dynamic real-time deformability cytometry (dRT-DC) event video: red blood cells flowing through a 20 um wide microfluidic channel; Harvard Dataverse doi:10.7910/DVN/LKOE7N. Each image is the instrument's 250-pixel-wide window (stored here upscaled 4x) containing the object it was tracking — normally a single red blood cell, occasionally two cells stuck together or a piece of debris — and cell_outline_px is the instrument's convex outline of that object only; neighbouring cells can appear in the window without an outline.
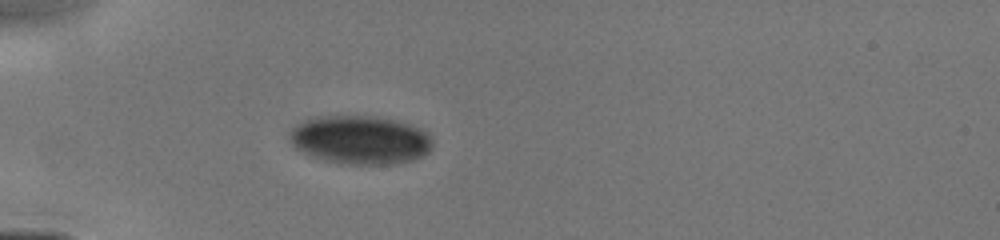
{"species": "human", "species_latin": "Homo sapiens", "temperature_condition": "cold", "stored_images_in_passage": 34, "camera_frame_rate_fps": 3000, "um_per_image_px": 0.085, "donor": {"sex": "male"}, "frame": {"image": 1, "passage_image": 1, "time_ms": 0.0, "image_size_px": [1000, 240], "cell_outline_px": [[432, 148], [428, 152], [412, 160], [392, 164], [348, 164], [324, 160], [312, 156], [296, 148], [292, 144], [288, 136], [288, 132], [296, 124], [304, 120], [316, 116], [376, 116], [408, 124], [428, 132], [432, 136]], "centroid_in_image_um": [30.6, 11.88], "position_along_channel_um": 54.4, "area_um2": 40.46}}
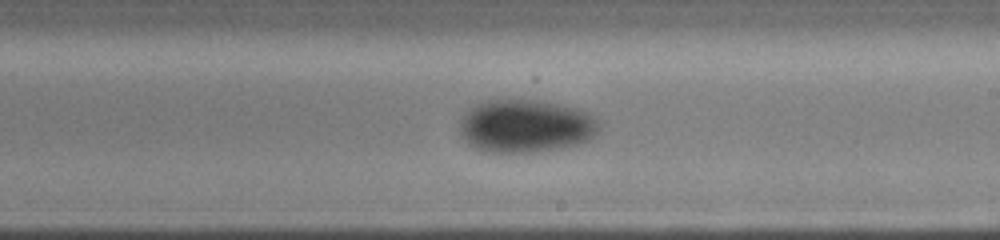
{"frame": {"image": 2, "passage_image": 15, "time_ms": 4.667, "image_size_px": [1000, 240], "cell_outline_px": [[600, 128], [588, 140], [580, 144], [564, 148], [536, 152], [488, 152], [476, 148], [468, 144], [460, 132], [460, 120], [464, 112], [468, 108], [480, 100], [536, 100], [560, 104], [580, 108], [596, 116], [600, 124]], "centroid_in_image_um": [44.69, 10.7], "position_along_channel_um": 244.3, "area_um2": 43.75}}
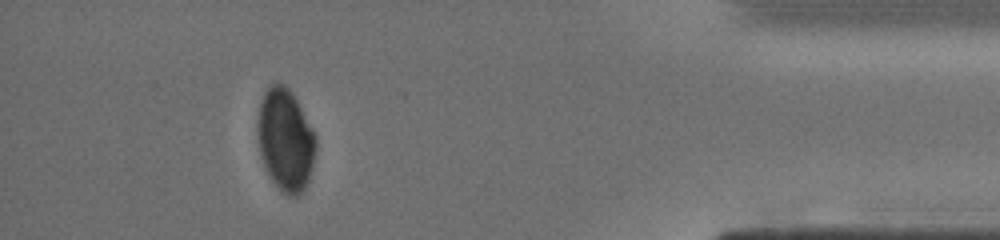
{"frame": {"image": 3, "passage_image": 29, "time_ms": 9.333, "image_size_px": [1000, 240], "cell_outline_px": [[316, 148], [312, 168], [308, 180], [304, 188], [296, 196], [288, 196], [272, 180], [260, 156], [256, 124], [260, 100], [264, 92], [272, 84], [284, 84], [292, 92], [316, 136]], "centroid_in_image_um": [24.24, 11.86], "position_along_channel_um": 411.0, "area_um2": 34.45}}